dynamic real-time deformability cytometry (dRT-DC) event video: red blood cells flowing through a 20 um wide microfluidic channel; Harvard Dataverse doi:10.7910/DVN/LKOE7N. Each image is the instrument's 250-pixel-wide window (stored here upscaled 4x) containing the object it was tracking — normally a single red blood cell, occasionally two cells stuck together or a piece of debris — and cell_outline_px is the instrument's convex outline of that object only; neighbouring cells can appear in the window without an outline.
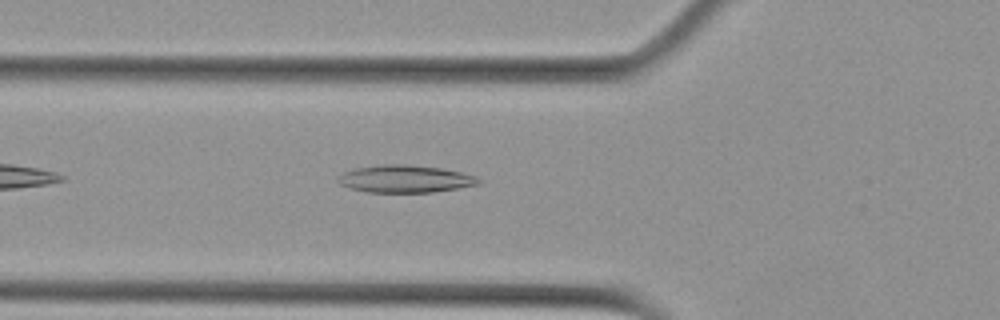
{"species": "Egyptian fruit bat (a non-hibernating species)", "species_latin": "Rousettus aegyptiacus", "temperature_condition": "cold", "stored_images_in_passage": 39, "camera_frame_rate_fps": 3000, "um_per_image_px": 0.085, "animal": {"sex": "female"}, "frame": {"image": 1, "passage_image": 5, "time_ms": 1.333, "image_size_px": [1000, 320], "cell_outline_px": [[484, 180], [480, 184], [432, 192], [368, 192], [348, 188], [340, 184], [336, 180], [336, 176], [344, 172], [356, 168], [380, 164], [404, 164], [440, 168], [460, 172], [476, 176]], "centroid_in_image_um": [34.41, 15.2], "position_along_channel_um": 91.4, "area_um2": 22.54}}
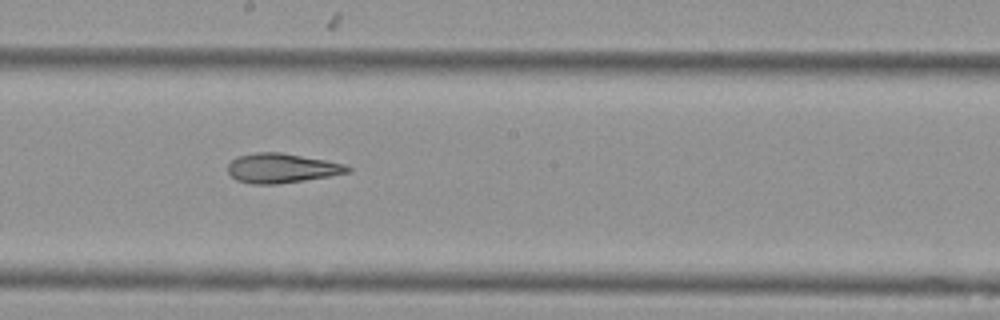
{"frame": {"image": 2, "passage_image": 16, "time_ms": 5.0, "image_size_px": [1000, 320], "cell_outline_px": [[352, 168], [348, 172], [328, 176], [304, 180], [276, 184], [252, 184], [236, 180], [228, 172], [228, 164], [236, 156], [256, 152], [280, 152], [324, 160], [344, 164]], "centroid_in_image_um": [23.89, 14.29], "position_along_channel_um": 224.3, "area_um2": 20.4}}
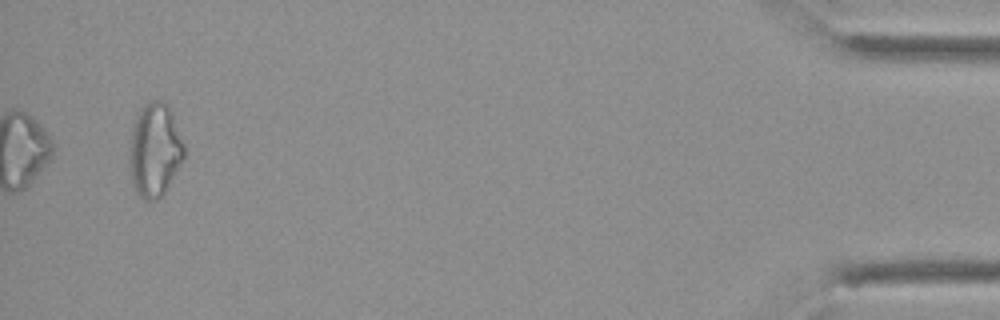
{"frame": {"image": 3, "passage_image": 39, "time_ms": 12.667, "image_size_px": [1000, 320], "cell_outline_px": [[184, 156], [168, 188], [156, 200], [144, 200], [136, 192], [132, 184], [128, 164], [128, 160], [132, 128], [136, 116], [140, 108], [144, 104], [152, 100], [164, 100], [168, 104], [172, 112], [184, 144]], "centroid_in_image_um": [13.13, 12.74], "position_along_channel_um": 422.1, "area_um2": 30.11}, "authors_computed_cell_mechanics": {"area_um2": 21.675, "velocity_mm_per_s": 3.6192, "shape_relaxation_time_tau1_ms": 8.7638, "shape_relaxation_time_tau2_ms": 4.2665, "deformation_change_tau1": 0.2116, "deformation_change_tau2": 0.1466}}